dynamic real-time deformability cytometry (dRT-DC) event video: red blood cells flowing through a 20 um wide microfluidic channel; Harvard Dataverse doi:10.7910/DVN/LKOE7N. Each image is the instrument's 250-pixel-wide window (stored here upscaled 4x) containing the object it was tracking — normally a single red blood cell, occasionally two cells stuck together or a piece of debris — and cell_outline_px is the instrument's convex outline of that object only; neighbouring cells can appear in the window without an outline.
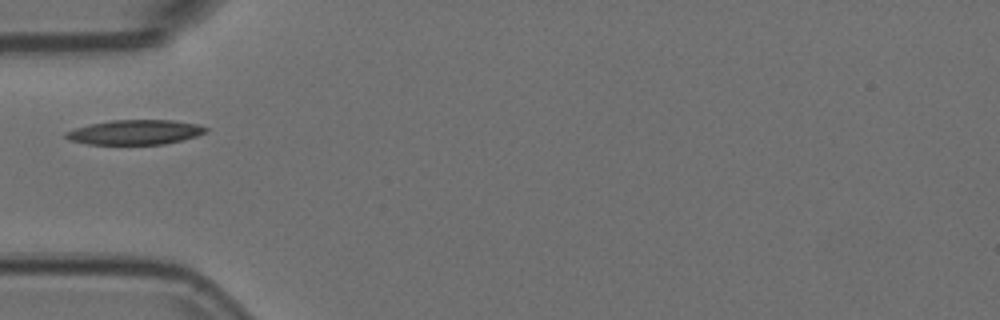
{"species": "Egyptian fruit bat (a non-hibernating species)", "species_latin": "Rousettus aegyptiacus", "temperature_condition": "room temperature", "stored_images_in_passage": 2, "camera_frame_rate_fps": 3000, "um_per_image_px": 0.085, "animal": {"sex": "female"}, "frame": {"image": 1, "passage_image": 1, "time_ms": 0.0, "image_size_px": [1000, 320], "cell_outline_px": [[208, 132], [184, 140], [164, 144], [88, 144], [68, 140], [64, 136], [64, 132], [88, 124], [112, 120], [172, 120], [200, 124], [208, 128]], "centroid_in_image_um": [11.5, 11.23], "position_along_channel_um": 73.5, "area_um2": 20.35}}
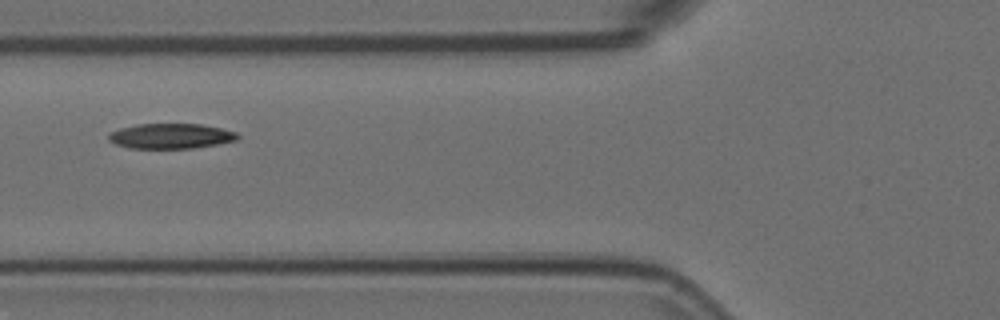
{"frame": {"image": 2, "passage_image": 2, "time_ms": 0.333, "image_size_px": [1000, 320], "cell_outline_px": [[240, 136], [236, 140], [216, 144], [192, 148], [128, 148], [116, 144], [108, 140], [108, 136], [112, 132], [120, 128], [136, 124], [200, 124], [220, 128], [236, 132]], "centroid_in_image_um": [14.5, 11.56], "position_along_channel_um": 111.3, "area_um2": 18.73}}